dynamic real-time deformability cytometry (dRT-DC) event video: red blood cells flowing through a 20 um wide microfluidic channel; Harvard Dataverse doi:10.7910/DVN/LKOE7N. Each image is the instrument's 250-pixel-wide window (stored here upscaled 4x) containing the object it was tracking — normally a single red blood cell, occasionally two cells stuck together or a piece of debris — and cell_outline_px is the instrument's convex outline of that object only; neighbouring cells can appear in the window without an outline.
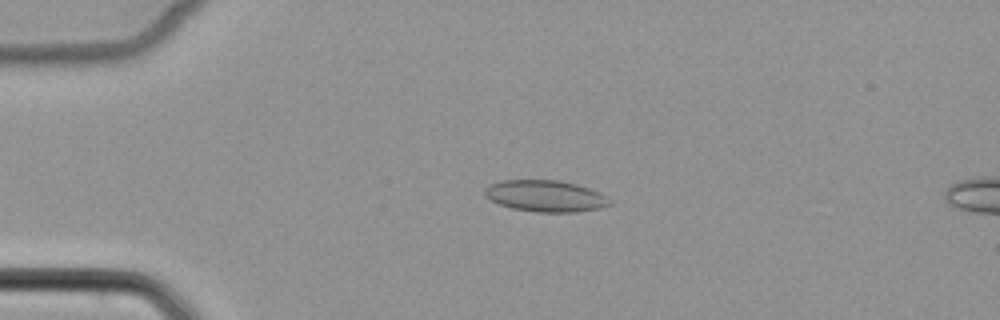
{"species": "common noctule bat (a hibernating species)", "species_latin": "Nyctalus noctula", "temperature_condition": "cold", "stored_images_in_passage": 41, "camera_frame_rate_fps": 3000, "um_per_image_px": 0.085, "animal": {"sex": "female", "body_mass_g": 22.7, "forearm_length_mm": 54.2}, "frame": {"image": 1, "passage_image": 2, "time_ms": 0.333, "image_size_px": [1000, 320], "cell_outline_px": [[612, 204], [600, 208], [576, 212], [536, 212], [512, 208], [500, 204], [484, 196], [484, 188], [500, 180], [560, 180], [576, 184], [600, 192], [612, 200]], "centroid_in_image_um": [46.39, 16.66], "position_along_channel_um": 38.6, "area_um2": 23.0}}
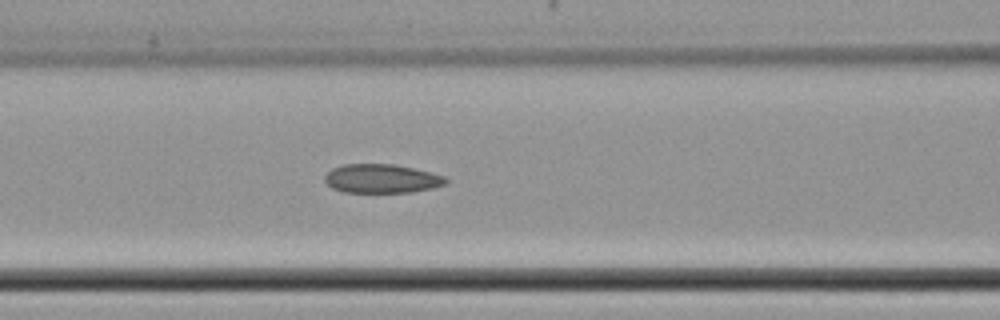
{"frame": {"image": 2, "passage_image": 12, "time_ms": 3.667, "image_size_px": [1000, 320], "cell_outline_px": [[448, 180], [444, 184], [432, 188], [412, 192], [344, 192], [332, 188], [324, 180], [324, 176], [332, 168], [344, 164], [396, 164], [432, 172], [444, 176]], "centroid_in_image_um": [32.44, 15.17], "position_along_channel_um": 134.2, "area_um2": 20.4}}
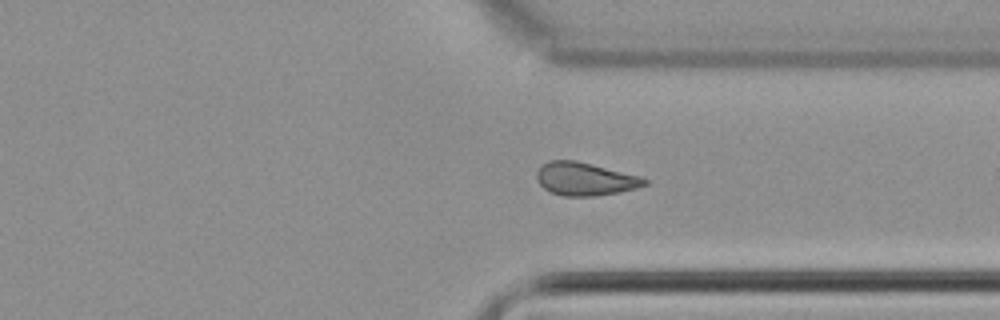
{"frame": {"image": 3, "passage_image": 29, "time_ms": 9.333, "image_size_px": [1000, 320], "cell_outline_px": [[648, 184], [636, 188], [620, 192], [592, 196], [564, 196], [552, 192], [544, 188], [536, 180], [536, 172], [540, 164], [548, 160], [576, 160], [640, 176], [648, 180]], "centroid_in_image_um": [49.69, 15.2], "position_along_channel_um": 361.7, "area_um2": 20.87}}